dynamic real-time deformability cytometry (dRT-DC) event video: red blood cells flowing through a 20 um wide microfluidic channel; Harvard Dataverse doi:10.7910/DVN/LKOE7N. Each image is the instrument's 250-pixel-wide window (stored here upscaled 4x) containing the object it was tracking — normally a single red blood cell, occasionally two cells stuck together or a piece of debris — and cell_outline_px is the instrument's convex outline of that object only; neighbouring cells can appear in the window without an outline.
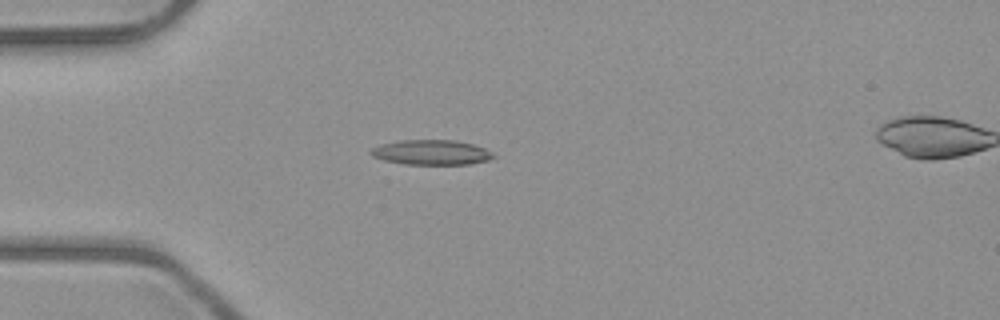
{"species": "common noctule bat (a hibernating species)", "species_latin": "Nyctalus noctula", "temperature_condition": "room temperature", "stored_images_in_passage": 5, "camera_frame_rate_fps": 3000, "um_per_image_px": 0.085, "animal": {"sex": "male", "body_mass_g": 23.1, "forearm_length_mm": 52.7}, "frame": {"image": 1, "passage_image": 4, "time_ms": 3.667, "image_size_px": [1000, 320], "cell_outline_px": [[496, 156], [488, 160], [468, 164], [404, 164], [384, 160], [372, 156], [368, 152], [372, 148], [380, 144], [400, 140], [456, 140], [472, 144], [484, 148], [492, 152]], "centroid_in_image_um": [36.64, 12.95], "position_along_channel_um": 48.4, "area_um2": 17.8}}